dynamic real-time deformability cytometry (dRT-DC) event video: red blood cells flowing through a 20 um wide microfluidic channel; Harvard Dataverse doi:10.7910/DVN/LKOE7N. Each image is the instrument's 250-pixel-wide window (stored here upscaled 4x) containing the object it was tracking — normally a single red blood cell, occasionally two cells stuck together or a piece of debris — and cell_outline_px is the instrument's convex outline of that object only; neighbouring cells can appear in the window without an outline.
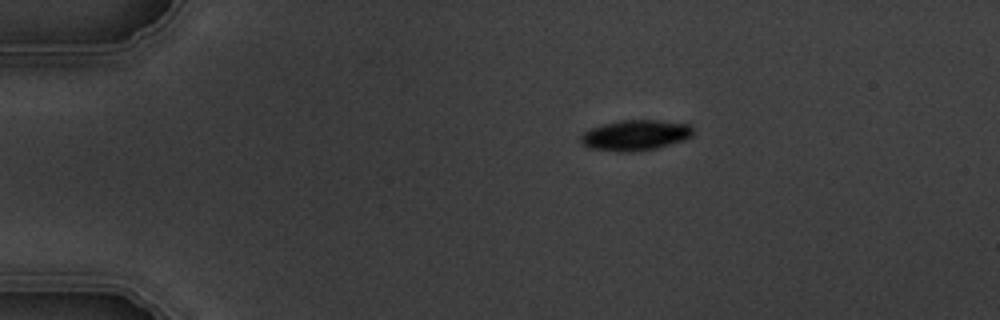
{"species": "common noctule bat (a hibernating species)", "species_latin": "Nyctalus noctula", "temperature_condition": "warm", "stored_images_in_passage": 3, "camera_frame_rate_fps": 3000, "um_per_image_px": 0.085, "animal": {"sex": "male", "body_mass_g": 19.5, "forearm_length_mm": 54.6}, "frame": {"image": 1, "passage_image": 1, "time_ms": 0.0, "image_size_px": [1000, 320], "cell_outline_px": [[692, 136], [684, 140], [656, 148], [632, 152], [616, 152], [588, 148], [580, 144], [580, 136], [584, 132], [592, 128], [604, 124], [620, 120], [656, 120], [692, 124]], "centroid_in_image_um": [53.98, 11.5], "position_along_channel_um": 31.0, "area_um2": 20.11}}